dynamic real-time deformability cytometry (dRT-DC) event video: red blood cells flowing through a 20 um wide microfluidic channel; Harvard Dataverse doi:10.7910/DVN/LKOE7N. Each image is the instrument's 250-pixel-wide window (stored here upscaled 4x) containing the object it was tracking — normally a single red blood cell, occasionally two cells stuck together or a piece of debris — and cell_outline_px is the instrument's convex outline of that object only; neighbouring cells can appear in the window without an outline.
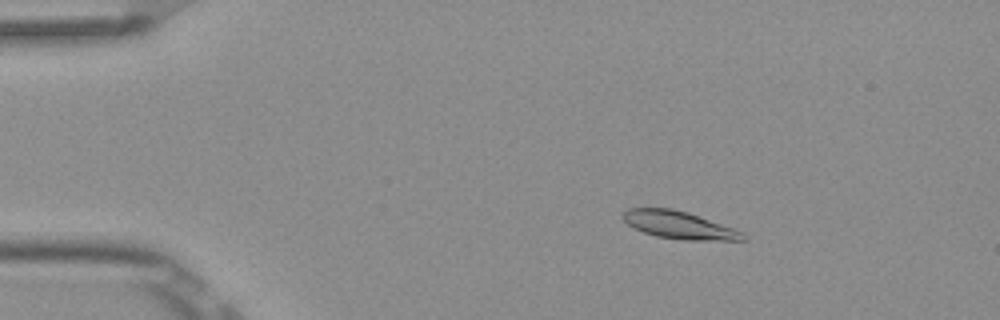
{"species": "Egyptian fruit bat (a non-hibernating species)", "species_latin": "Rousettus aegyptiacus", "temperature_condition": "room temperature", "stored_images_in_passage": 3, "camera_frame_rate_fps": 3000, "um_per_image_px": 0.085, "frame": {"image": 1, "passage_image": 1, "time_ms": 0.0, "image_size_px": [1000, 320], "cell_outline_px": [[748, 240], [680, 240], [656, 236], [644, 232], [628, 224], [620, 216], [628, 208], [672, 208], [688, 212], [744, 232], [748, 236]], "centroid_in_image_um": [57.75, 19.13], "position_along_channel_um": 27.3, "area_um2": 19.31}}